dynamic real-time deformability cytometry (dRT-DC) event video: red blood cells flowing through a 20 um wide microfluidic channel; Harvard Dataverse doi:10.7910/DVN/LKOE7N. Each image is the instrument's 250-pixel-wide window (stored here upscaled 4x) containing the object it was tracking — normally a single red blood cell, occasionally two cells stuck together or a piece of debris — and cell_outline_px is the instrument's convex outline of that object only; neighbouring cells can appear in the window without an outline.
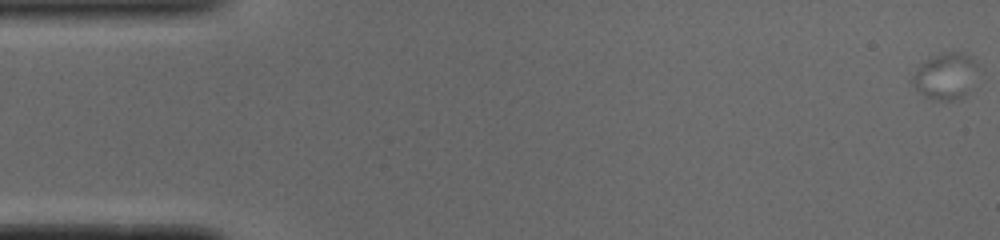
{"species": "common noctule bat (a hibernating species)", "species_latin": "Nyctalus noctula", "temperature_condition": "cold", "stored_images_in_passage": 61, "camera_frame_rate_fps": 3000, "um_per_image_px": 0.085, "animal": {"sex": "male", "body_mass_g": 19.0, "forearm_length_mm": 50.8}, "frame": {"image": 1, "passage_image": 1, "time_ms": 0.0, "image_size_px": [1000, 240], "cell_outline_px": [[968, 60], [964, 92], [960, 100], [932, 100], [924, 96], [916, 88], [912, 80], [912, 76], [924, 64], [940, 56], [952, 52], [960, 52]], "centroid_in_image_um": [80.13, 6.58], "position_along_channel_um": 4.9, "area_um2": 14.68}}
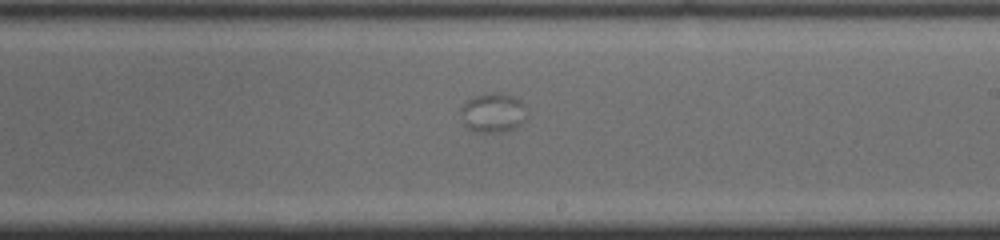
{"frame": {"image": 2, "passage_image": 35, "time_ms": 11.333, "image_size_px": [1000, 240], "cell_outline_px": [[524, 120], [520, 124], [512, 128], [492, 132], [480, 132], [468, 128], [464, 124], [460, 108], [472, 96], [484, 92], [500, 92], [516, 96], [520, 104]], "centroid_in_image_um": [41.82, 9.53], "position_along_channel_um": 247.2, "area_um2": 14.68}}
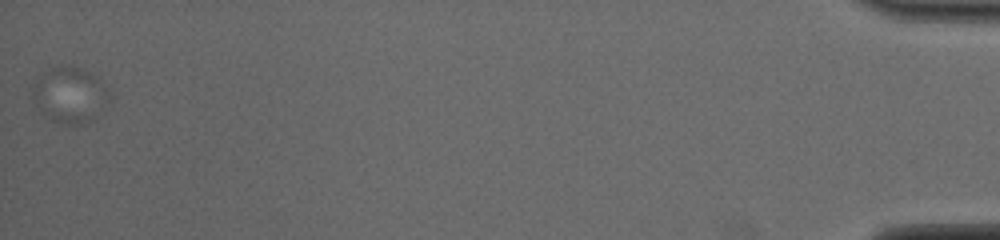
{"frame": {"image": 3, "passage_image": 61, "time_ms": 20.0, "image_size_px": [1000, 240], "cell_outline_px": [[104, 100], [92, 120], [80, 124], [64, 124], [40, 112], [32, 100], [32, 88], [44, 72], [60, 64], [80, 68], [96, 76], [100, 80], [104, 92]], "centroid_in_image_um": [5.81, 8.05], "position_along_channel_um": 429.4, "area_um2": 23.64}}